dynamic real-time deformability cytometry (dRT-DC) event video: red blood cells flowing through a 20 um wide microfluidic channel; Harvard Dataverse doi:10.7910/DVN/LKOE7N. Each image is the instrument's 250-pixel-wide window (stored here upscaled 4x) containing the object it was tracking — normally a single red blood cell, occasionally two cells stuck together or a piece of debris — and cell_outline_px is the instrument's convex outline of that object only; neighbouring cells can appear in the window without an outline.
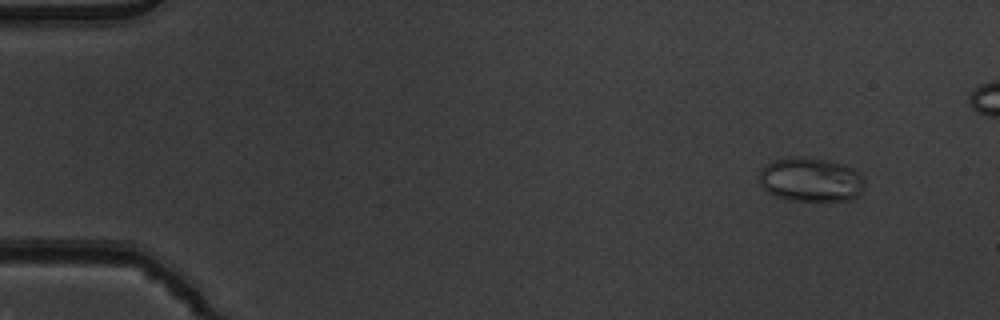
{"species": "common noctule bat (a hibernating species)", "species_latin": "Nyctalus noctula", "temperature_condition": "warm", "stored_images_in_passage": 5, "camera_frame_rate_fps": 3000, "um_per_image_px": 0.085, "animal": {"sex": "male", "body_mass_g": 19.5, "forearm_length_mm": 54.6}, "frame": {"image": 1, "passage_image": 1, "time_ms": 0.0, "image_size_px": [1000, 320], "cell_outline_px": [[864, 188], [856, 196], [848, 200], [788, 200], [776, 196], [768, 192], [760, 184], [760, 172], [772, 160], [796, 156], [828, 160], [844, 164], [852, 168], [864, 180]], "centroid_in_image_um": [68.91, 15.26], "position_along_channel_um": 16.1, "area_um2": 26.76}}
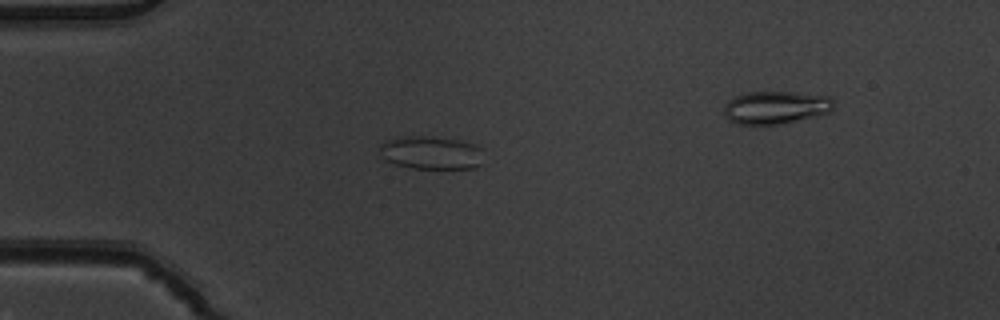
{"frame": {"image": 2, "passage_image": 4, "time_ms": 1.0, "image_size_px": [1000, 320], "cell_outline_px": [[480, 164], [476, 168], [412, 168], [396, 164], [384, 160], [380, 148], [380, 144], [384, 140], [408, 136], [424, 136], [460, 140], [476, 144], [480, 148]], "centroid_in_image_um": [36.62, 12.97], "position_along_channel_um": 48.4, "area_um2": 19.88}}